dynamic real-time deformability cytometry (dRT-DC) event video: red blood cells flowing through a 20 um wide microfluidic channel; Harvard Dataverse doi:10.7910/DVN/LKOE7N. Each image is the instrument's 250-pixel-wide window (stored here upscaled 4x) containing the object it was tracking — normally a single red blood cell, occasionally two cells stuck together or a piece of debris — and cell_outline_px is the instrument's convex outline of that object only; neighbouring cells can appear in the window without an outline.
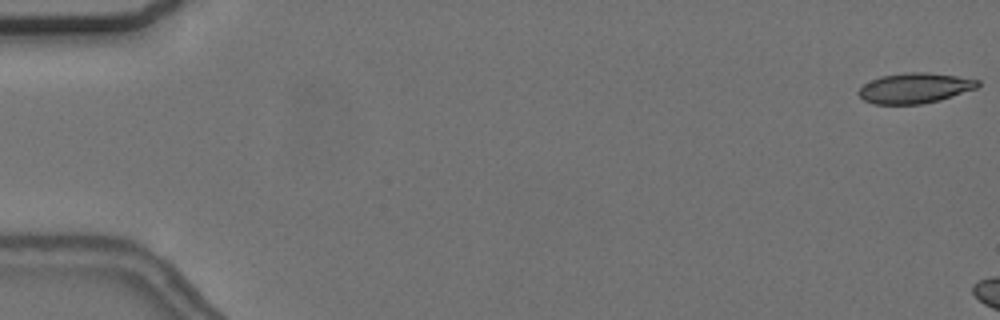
{"species": "common noctule bat (a hibernating species)", "species_latin": "Nyctalus noctula", "temperature_condition": "cold", "stored_images_in_passage": 6, "camera_frame_rate_fps": 3000, "um_per_image_px": 0.085, "animal": {"sex": "female", "body_mass_g": 24.6, "forearm_length_mm": 56.2}, "frame": {"image": 1, "passage_image": 1, "time_ms": 0.0, "image_size_px": [1000, 320], "cell_outline_px": [[980, 84], [976, 88], [940, 100], [920, 104], [872, 104], [864, 100], [856, 92], [864, 84], [880, 76], [904, 72], [928, 72], [956, 76], [980, 80]], "centroid_in_image_um": [77.74, 7.48], "position_along_channel_um": 7.3, "area_um2": 21.04}}